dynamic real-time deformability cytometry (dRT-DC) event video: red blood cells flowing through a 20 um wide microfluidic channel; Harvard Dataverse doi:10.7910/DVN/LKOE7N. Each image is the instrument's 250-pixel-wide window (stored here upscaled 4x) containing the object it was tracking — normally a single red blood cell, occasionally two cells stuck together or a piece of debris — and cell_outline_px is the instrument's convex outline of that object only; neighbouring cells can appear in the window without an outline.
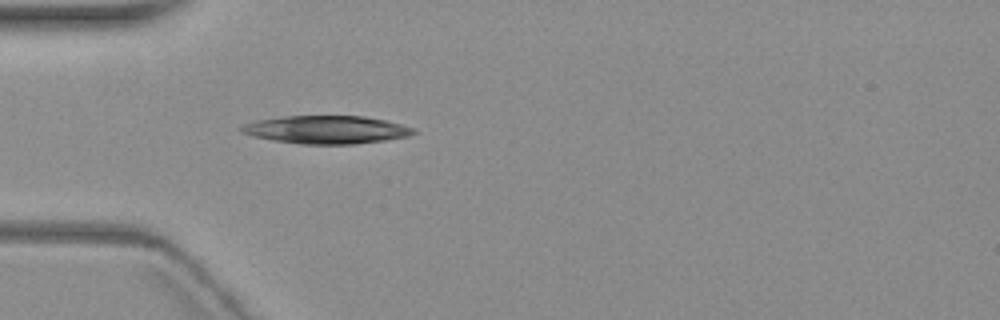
{"species": "common noctule bat (a hibernating species)", "species_latin": "Nyctalus noctula", "temperature_condition": "warm", "stored_images_in_passage": 1, "camera_frame_rate_fps": 3000, "um_per_image_px": 0.085, "animal": {"sex": "female", "body_mass_g": 19.3, "forearm_length_mm": 54.1}, "frame": {"image": 1, "passage_image": 1, "time_ms": 0.0, "image_size_px": [1000, 320], "cell_outline_px": [[416, 132], [408, 136], [384, 140], [356, 144], [300, 144], [272, 140], [252, 136], [240, 132], [236, 128], [244, 124], [256, 120], [284, 116], [364, 116], [384, 120], [416, 128]], "centroid_in_image_um": [27.69, 11.02], "position_along_channel_um": 57.3, "area_um2": 28.21}}